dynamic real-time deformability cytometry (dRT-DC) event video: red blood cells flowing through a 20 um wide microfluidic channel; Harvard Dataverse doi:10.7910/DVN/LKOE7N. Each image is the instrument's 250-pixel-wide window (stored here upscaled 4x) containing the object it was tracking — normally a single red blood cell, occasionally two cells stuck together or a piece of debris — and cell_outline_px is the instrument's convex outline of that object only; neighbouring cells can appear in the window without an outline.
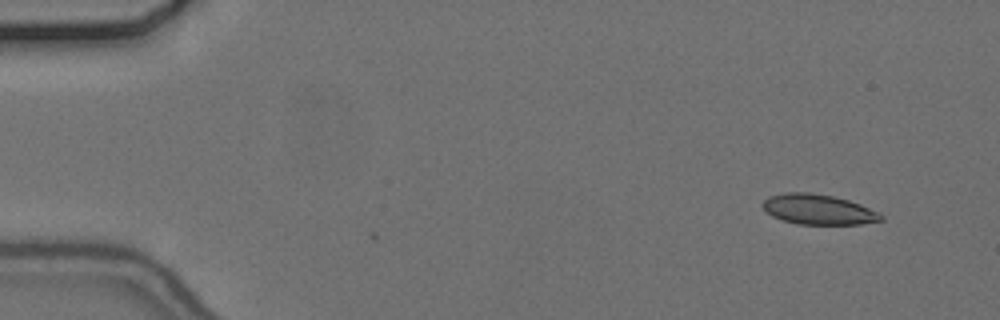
{"species": "common noctule bat (a hibernating species)", "species_latin": "Nyctalus noctula", "temperature_condition": "cold", "stored_images_in_passage": 3, "camera_frame_rate_fps": 3000, "um_per_image_px": 0.085, "animal": {"sex": "female", "body_mass_g": 24.6, "forearm_length_mm": 56.2}, "frame": {"image": 1, "passage_image": 1, "time_ms": 0.0, "image_size_px": [1000, 320], "cell_outline_px": [[884, 220], [860, 224], [796, 224], [772, 216], [760, 204], [768, 196], [784, 192], [812, 192], [832, 196], [848, 200], [860, 204], [880, 212], [884, 216]], "centroid_in_image_um": [69.56, 17.79], "position_along_channel_um": 15.4, "area_um2": 20.92}}